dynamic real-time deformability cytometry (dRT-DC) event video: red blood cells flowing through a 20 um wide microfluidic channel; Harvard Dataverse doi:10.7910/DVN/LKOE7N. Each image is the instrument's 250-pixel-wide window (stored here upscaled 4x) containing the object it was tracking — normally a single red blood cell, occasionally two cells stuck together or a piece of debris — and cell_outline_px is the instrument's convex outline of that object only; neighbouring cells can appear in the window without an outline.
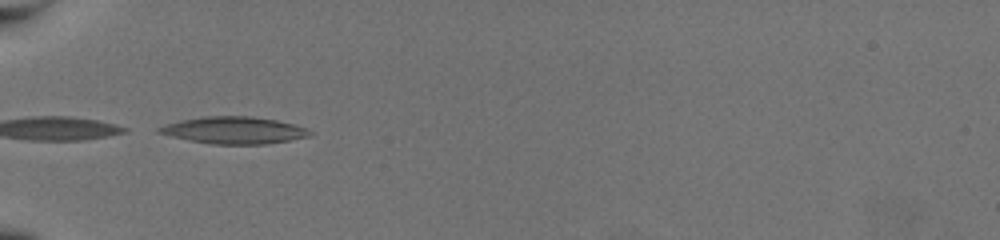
{"species": "common noctule bat (a hibernating species)", "species_latin": "Nyctalus noctula", "temperature_condition": "warm", "stored_images_in_passage": 8, "camera_frame_rate_fps": 3000, "um_per_image_px": 0.085, "animal": {"sex": "female", "body_mass_g": 19.5, "forearm_length_mm": 54.1}, "frame": {"image": 1, "passage_image": 1, "time_ms": 0.0, "image_size_px": [1000, 240], "cell_outline_px": [[312, 132], [308, 136], [268, 144], [212, 144], [172, 136], [156, 132], [156, 128], [180, 120], [204, 116], [248, 116], [276, 120], [292, 124], [304, 128]], "centroid_in_image_um": [19.86, 11.07], "position_along_channel_um": 65.1, "area_um2": 23.29}}